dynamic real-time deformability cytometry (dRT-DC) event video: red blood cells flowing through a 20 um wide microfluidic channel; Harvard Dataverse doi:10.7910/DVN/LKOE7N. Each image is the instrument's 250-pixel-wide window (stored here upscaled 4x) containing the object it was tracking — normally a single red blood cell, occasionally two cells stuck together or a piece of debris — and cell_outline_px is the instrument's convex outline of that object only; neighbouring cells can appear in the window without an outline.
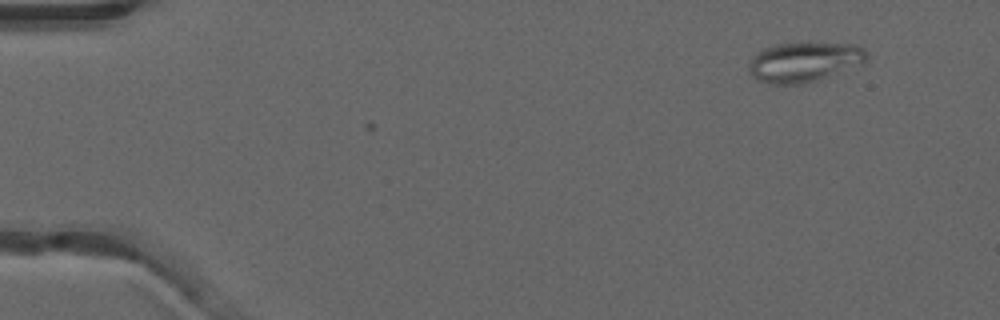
{"species": "common noctule bat (a hibernating species)", "species_latin": "Nyctalus noctula", "temperature_condition": "warm", "stored_images_in_passage": 3, "camera_frame_rate_fps": 3000, "um_per_image_px": 0.085, "animal": {"sex": "male", "forearm_length_mm": 52.5}, "frame": {"image": 1, "passage_image": 1, "time_ms": 0.0, "image_size_px": [1000, 320], "cell_outline_px": [[868, 60], [864, 64], [804, 84], [768, 84], [756, 80], [748, 72], [748, 64], [752, 56], [764, 48], [776, 44], [808, 40], [860, 44], [868, 52]], "centroid_in_image_um": [68.4, 5.21], "position_along_channel_um": 16.6, "area_um2": 28.73}}